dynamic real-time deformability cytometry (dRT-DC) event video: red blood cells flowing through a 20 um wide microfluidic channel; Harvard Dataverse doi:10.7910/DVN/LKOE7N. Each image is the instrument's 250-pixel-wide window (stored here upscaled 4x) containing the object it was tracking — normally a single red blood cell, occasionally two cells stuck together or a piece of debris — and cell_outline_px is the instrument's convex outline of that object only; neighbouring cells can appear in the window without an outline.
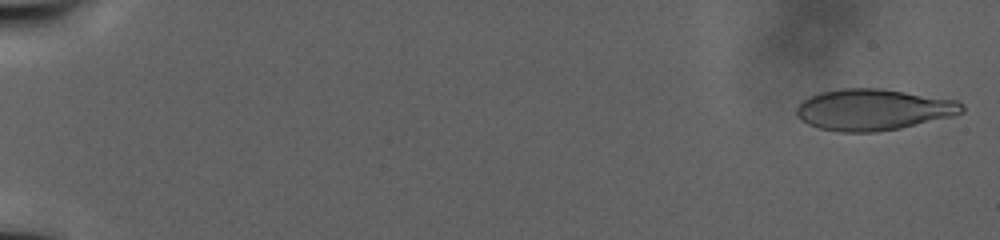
{"species": "human", "species_latin": "Homo sapiens", "temperature_condition": "warm", "stored_images_in_passage": 94, "camera_frame_rate_fps": 3000, "um_per_image_px": 0.085, "donor": {"sex": "male"}, "frame": {"image": 1, "passage_image": 3, "time_ms": 0.667, "image_size_px": [1000, 240], "cell_outline_px": [[964, 112], [952, 116], [900, 128], [876, 132], [840, 132], [820, 128], [808, 124], [800, 120], [796, 116], [796, 108], [808, 96], [820, 92], [844, 88], [880, 88], [956, 100], [964, 104]], "centroid_in_image_um": [74.21, 9.32], "position_along_channel_um": 10.8, "area_um2": 39.77}}
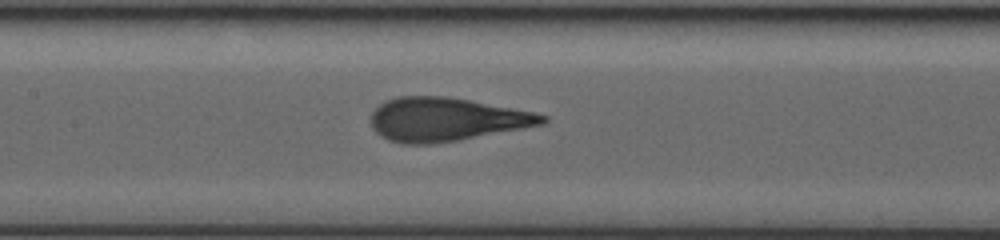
{"frame": {"image": 2, "passage_image": 55, "time_ms": 20.333, "image_size_px": [1000, 240], "cell_outline_px": [[548, 120], [544, 124], [456, 140], [432, 144], [400, 144], [388, 140], [380, 136], [372, 128], [372, 112], [380, 104], [388, 100], [400, 96], [444, 96], [468, 100], [536, 112], [548, 116]], "centroid_in_image_um": [37.91, 10.15], "position_along_channel_um": 169.5, "area_um2": 43.18}}
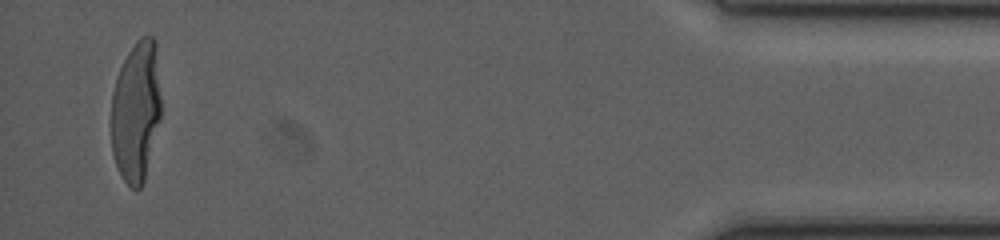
{"frame": {"image": 3, "passage_image": 93, "time_ms": 38.0, "image_size_px": [1000, 240], "cell_outline_px": [[160, 116], [144, 184], [136, 192], [124, 180], [116, 164], [112, 152], [112, 92], [120, 68], [128, 52], [136, 40], [144, 36], [152, 36], [156, 40], [160, 96]], "centroid_in_image_um": [11.57, 9.47], "position_along_channel_um": 423.6, "area_um2": 40.75}}